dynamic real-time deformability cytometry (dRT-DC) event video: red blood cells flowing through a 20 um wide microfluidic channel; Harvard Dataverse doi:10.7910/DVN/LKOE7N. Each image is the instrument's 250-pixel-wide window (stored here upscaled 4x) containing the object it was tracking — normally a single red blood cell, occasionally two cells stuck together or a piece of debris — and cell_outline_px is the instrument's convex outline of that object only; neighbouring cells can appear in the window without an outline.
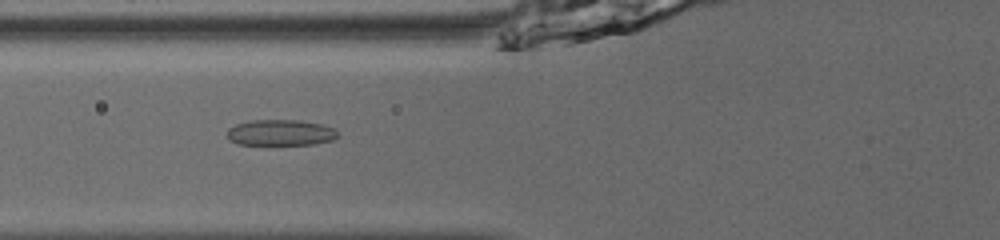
{"species": "common noctule bat (a hibernating species)", "species_latin": "Nyctalus noctula", "temperature_condition": "room temperature", "stored_images_in_passage": 50, "camera_frame_rate_fps": 3000, "um_per_image_px": 0.085, "animal": {"sex": "male", "body_mass_g": 13.0, "forearm_length_mm": 53.1}, "frame": {"image": 1, "passage_image": 19, "time_ms": 6.0, "image_size_px": [1000, 240], "cell_outline_px": [[340, 136], [332, 140], [316, 144], [272, 148], [236, 144], [228, 140], [228, 128], [236, 124], [252, 120], [296, 120], [320, 124], [336, 128]], "centroid_in_image_um": [23.84, 11.34], "position_along_channel_um": 102.0, "area_um2": 17.92}}
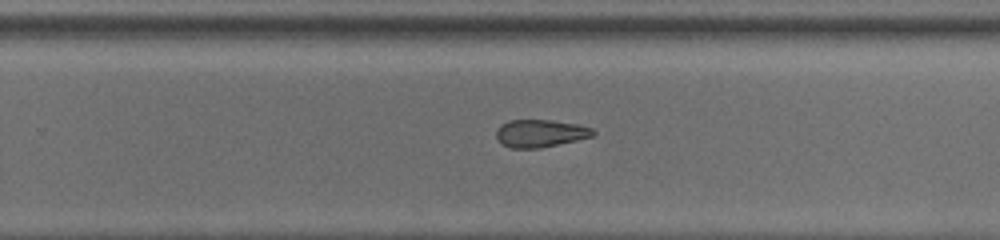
{"frame": {"image": 2, "passage_image": 33, "time_ms": 10.667, "image_size_px": [1000, 240], "cell_outline_px": [[596, 132], [592, 136], [576, 140], [540, 148], [512, 148], [500, 144], [496, 136], [496, 128], [500, 124], [508, 120], [552, 120], [576, 124], [592, 128]], "centroid_in_image_um": [45.87, 11.33], "position_along_channel_um": 283.9, "area_um2": 15.61}}
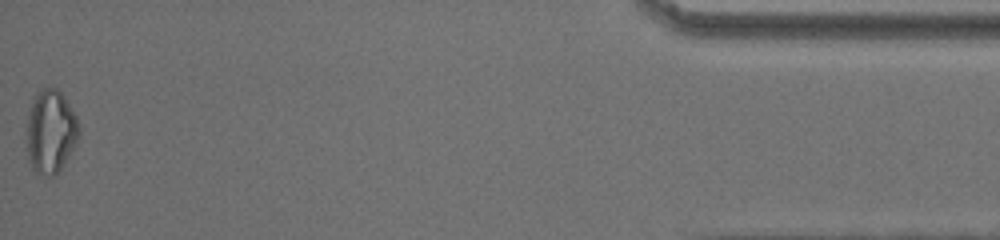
{"frame": {"image": 3, "passage_image": 50, "time_ms": 16.333, "image_size_px": [1000, 240], "cell_outline_px": [[80, 132], [76, 144], [56, 176], [36, 176], [28, 160], [28, 116], [32, 96], [36, 88], [56, 88], [64, 96], [76, 116], [80, 128]], "centroid_in_image_um": [4.3, 11.18], "position_along_channel_um": 430.9, "area_um2": 25.78}, "authors_computed_cell_mechanics": {"area_um2": 17.9758, "velocity_mm_per_s": 3.89, "shape_relaxation_time_tau1_ms": 4.1189, "shape_relaxation_time_tau2_ms": 5.5902, "deformation_change_tau1": 0.1042, "deformation_change_tau2": 0.112}}